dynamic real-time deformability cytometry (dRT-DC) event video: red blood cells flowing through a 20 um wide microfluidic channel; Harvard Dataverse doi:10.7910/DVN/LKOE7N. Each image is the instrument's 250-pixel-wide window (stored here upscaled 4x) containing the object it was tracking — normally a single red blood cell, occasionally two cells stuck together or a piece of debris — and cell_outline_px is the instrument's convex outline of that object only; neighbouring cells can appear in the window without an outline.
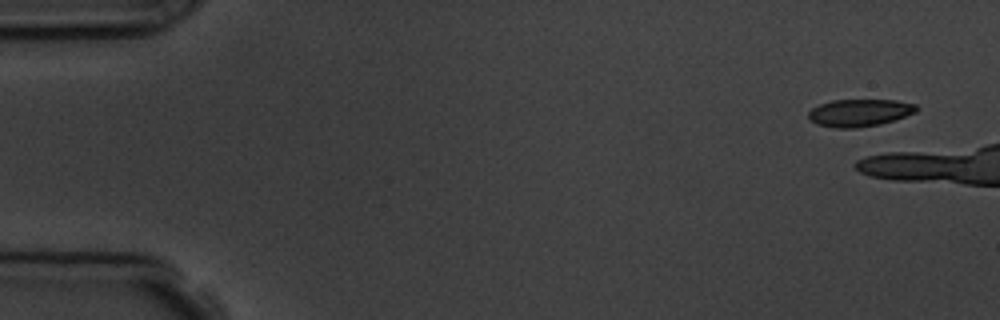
{"species": "common noctule bat (a hibernating species)", "species_latin": "Nyctalus noctula", "temperature_condition": "room temperature", "stored_images_in_passage": 3, "camera_frame_rate_fps": 3000, "um_per_image_px": 0.085, "animal": {"sex": "male", "body_mass_g": 19.5, "forearm_length_mm": 54.6}, "frame": {"image": 1, "passage_image": 1, "time_ms": 0.0, "image_size_px": [1000, 320], "cell_outline_px": [[916, 112], [880, 124], [856, 128], [836, 128], [816, 124], [808, 120], [808, 112], [812, 108], [820, 104], [832, 100], [896, 100], [916, 104]], "centroid_in_image_um": [73.0, 9.58], "position_along_channel_um": 12.0, "area_um2": 17.17}}